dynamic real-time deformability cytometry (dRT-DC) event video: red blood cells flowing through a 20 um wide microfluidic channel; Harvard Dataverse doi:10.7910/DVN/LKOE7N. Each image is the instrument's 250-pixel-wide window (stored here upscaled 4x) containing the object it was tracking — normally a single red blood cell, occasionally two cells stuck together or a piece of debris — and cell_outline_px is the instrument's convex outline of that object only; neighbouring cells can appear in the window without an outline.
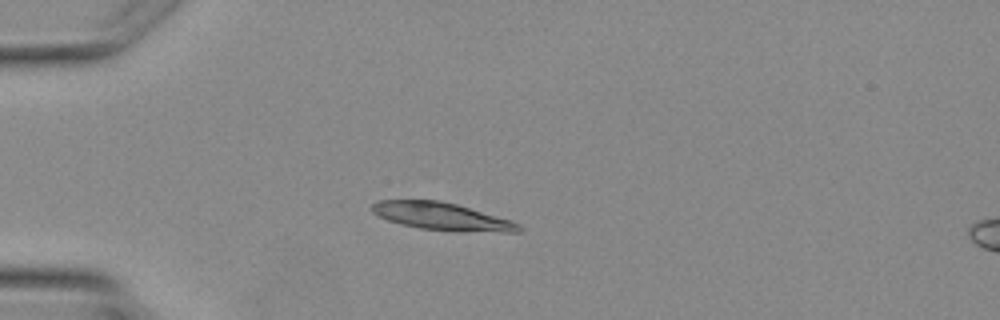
{"species": "Egyptian fruit bat (a non-hibernating species)", "species_latin": "Rousettus aegyptiacus", "temperature_condition": "warm", "stored_images_in_passage": 3, "segment_of_instrument_passage": [1, 2], "camera_frame_rate_fps": 3000, "um_per_image_px": 0.085, "animal": {"sex": "female"}, "frame": {"image": 1, "passage_image": 2, "time_ms": 1.333, "image_size_px": [1000, 320], "cell_outline_px": [[524, 228], [520, 232], [452, 232], [420, 228], [400, 224], [388, 220], [372, 212], [372, 204], [376, 200], [440, 200], [456, 204], [512, 220], [520, 224]], "centroid_in_image_um": [37.61, 18.41], "position_along_channel_um": 47.4, "area_um2": 23.87}}